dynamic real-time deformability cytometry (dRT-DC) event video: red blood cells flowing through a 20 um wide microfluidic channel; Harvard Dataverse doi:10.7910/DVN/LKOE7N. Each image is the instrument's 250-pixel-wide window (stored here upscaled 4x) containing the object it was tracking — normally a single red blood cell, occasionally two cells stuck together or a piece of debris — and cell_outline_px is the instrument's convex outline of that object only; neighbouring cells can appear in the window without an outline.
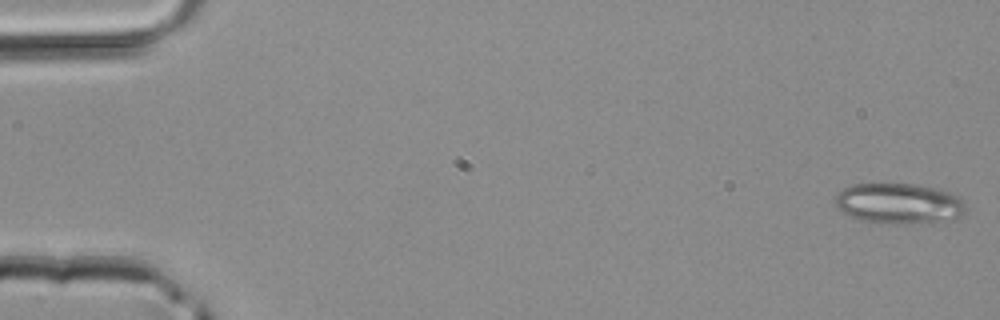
{"species": "common noctule bat (a hibernating species)", "species_latin": "Nyctalus noctula", "temperature_condition": "room temperature", "stored_images_in_passage": 5, "camera_frame_rate_fps": 3000, "um_per_image_px": 0.085, "animal": {"sex": "male", "body_mass_g": 20.4}, "frame": {"image": 1, "passage_image": 1, "time_ms": 0.0, "image_size_px": [1000, 320], "cell_outline_px": [[964, 212], [960, 216], [936, 220], [908, 224], [892, 224], [860, 220], [836, 208], [836, 196], [844, 188], [852, 184], [912, 184], [940, 188], [956, 192], [960, 196], [964, 204]], "centroid_in_image_um": [76.42, 17.27], "position_along_channel_um": 8.6, "area_um2": 30.63}}